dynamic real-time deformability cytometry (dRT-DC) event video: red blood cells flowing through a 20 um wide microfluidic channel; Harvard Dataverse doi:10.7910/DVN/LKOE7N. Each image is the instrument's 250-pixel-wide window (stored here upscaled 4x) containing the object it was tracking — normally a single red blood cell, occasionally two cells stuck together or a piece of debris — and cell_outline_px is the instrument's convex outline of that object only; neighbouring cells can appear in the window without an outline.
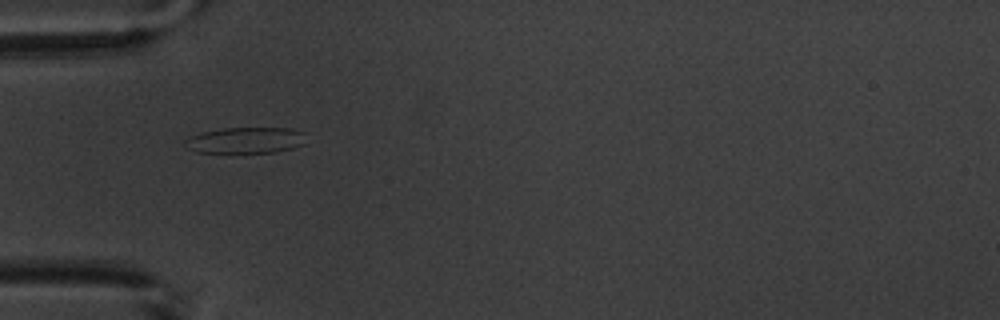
{"species": "common noctule bat (a hibernating species)", "species_latin": "Nyctalus noctula", "temperature_condition": "warm", "stored_images_in_passage": 6, "camera_frame_rate_fps": 3000, "um_per_image_px": 0.085, "animal": {"sex": "male", "body_mass_g": 20.1, "forearm_length_mm": 53.5}, "frame": {"image": 1, "passage_image": 5, "time_ms": 4.667, "image_size_px": [1000, 320], "cell_outline_px": [[304, 144], [292, 148], [276, 152], [196, 152], [184, 148], [184, 140], [200, 132], [224, 128], [292, 128], [304, 132]], "centroid_in_image_um": [20.85, 11.92], "position_along_channel_um": 64.2, "area_um2": 18.44}}
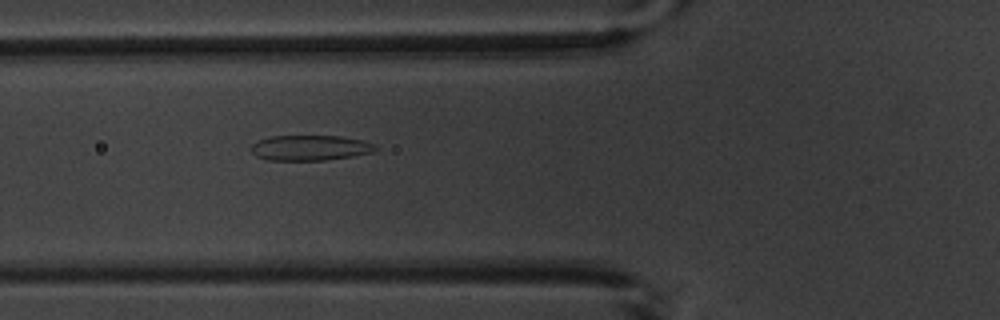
{"frame": {"image": 2, "passage_image": 6, "time_ms": 5.667, "image_size_px": [1000, 320], "cell_outline_px": [[380, 148], [372, 152], [352, 156], [324, 160], [268, 160], [256, 156], [252, 152], [252, 144], [260, 140], [272, 136], [340, 136], [360, 140], [376, 144]], "centroid_in_image_um": [26.39, 12.56], "position_along_channel_um": 99.4, "area_um2": 18.21}}